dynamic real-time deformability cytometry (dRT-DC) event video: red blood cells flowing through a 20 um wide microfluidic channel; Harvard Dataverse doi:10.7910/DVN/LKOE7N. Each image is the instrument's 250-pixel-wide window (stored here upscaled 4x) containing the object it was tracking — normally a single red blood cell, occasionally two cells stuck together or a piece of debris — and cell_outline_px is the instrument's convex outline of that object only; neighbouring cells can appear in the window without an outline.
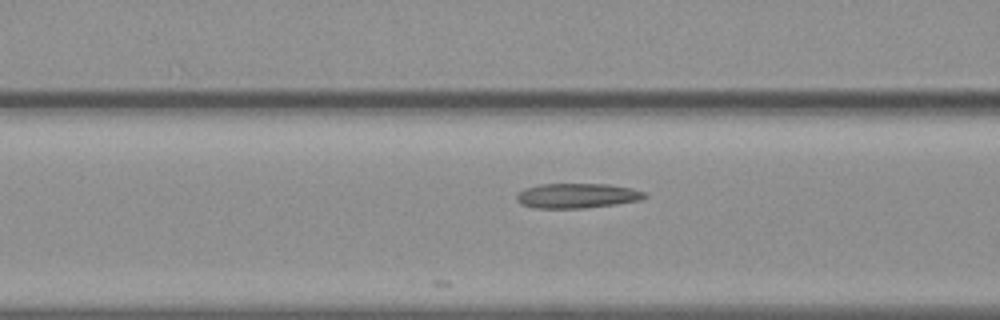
{"species": "common noctule bat (a hibernating species)", "species_latin": "Nyctalus noctula", "temperature_condition": "warm", "stored_images_in_passage": 26, "camera_frame_rate_fps": 3000, "um_per_image_px": 0.085, "animal": {"sex": "female", "body_mass_g": 19.3, "forearm_length_mm": 54.1}, "frame": {"image": 1, "passage_image": 7, "time_ms": 2.0, "image_size_px": [1000, 320], "cell_outline_px": [[648, 196], [640, 200], [616, 204], [584, 208], [532, 208], [520, 204], [516, 200], [516, 196], [524, 188], [540, 184], [608, 184], [632, 188], [644, 192]], "centroid_in_image_um": [49.03, 16.64], "position_along_channel_um": 117.6, "area_um2": 18.61}}
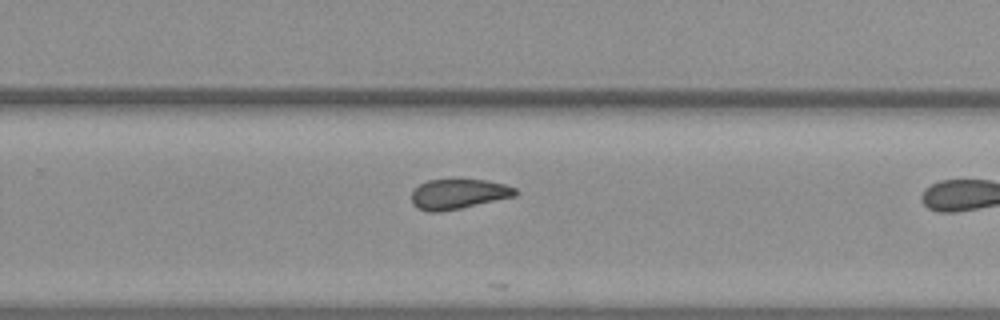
{"frame": {"image": 2, "passage_image": 25, "time_ms": 8.0, "image_size_px": [1000, 320], "cell_outline_px": [[520, 192], [516, 196], [460, 208], [440, 212], [428, 212], [416, 208], [412, 204], [412, 192], [420, 184], [428, 180], [452, 176], [456, 176], [484, 180], [504, 184], [516, 188]], "centroid_in_image_um": [38.95, 16.44], "position_along_channel_um": 290.8, "area_um2": 18.96}}